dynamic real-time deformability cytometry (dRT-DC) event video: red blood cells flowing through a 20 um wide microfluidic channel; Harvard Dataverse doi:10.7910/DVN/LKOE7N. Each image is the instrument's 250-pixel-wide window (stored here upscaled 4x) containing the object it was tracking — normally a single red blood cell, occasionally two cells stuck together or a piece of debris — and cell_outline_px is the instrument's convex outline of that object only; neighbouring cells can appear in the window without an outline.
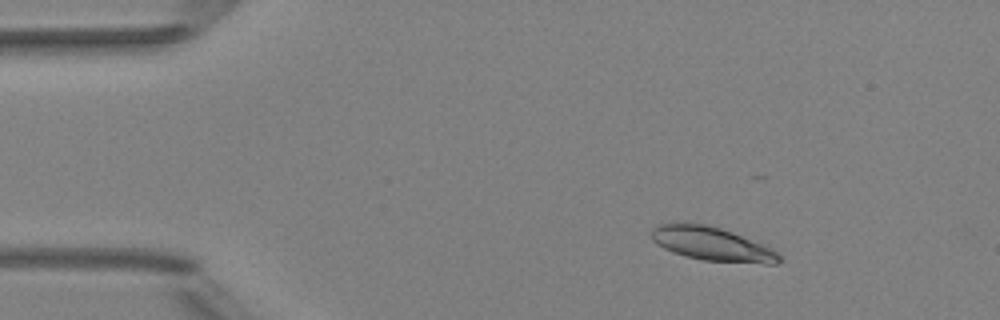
{"species": "Egyptian fruit bat (a non-hibernating species)", "species_latin": "Rousettus aegyptiacus", "temperature_condition": "room temperature", "stored_images_in_passage": 5, "camera_frame_rate_fps": 3000, "um_per_image_px": 0.085, "animal": {"sex": "female"}, "frame": {"image": 1, "passage_image": 3, "time_ms": 2.333, "image_size_px": [1000, 320], "cell_outline_px": [[784, 260], [776, 264], [764, 264], [704, 260], [684, 256], [672, 252], [656, 244], [652, 240], [652, 228], [656, 224], [676, 220], [704, 224], [720, 228], [732, 232], [764, 244], [772, 248]], "centroid_in_image_um": [60.48, 20.71], "position_along_channel_um": 24.5, "area_um2": 25.72}}